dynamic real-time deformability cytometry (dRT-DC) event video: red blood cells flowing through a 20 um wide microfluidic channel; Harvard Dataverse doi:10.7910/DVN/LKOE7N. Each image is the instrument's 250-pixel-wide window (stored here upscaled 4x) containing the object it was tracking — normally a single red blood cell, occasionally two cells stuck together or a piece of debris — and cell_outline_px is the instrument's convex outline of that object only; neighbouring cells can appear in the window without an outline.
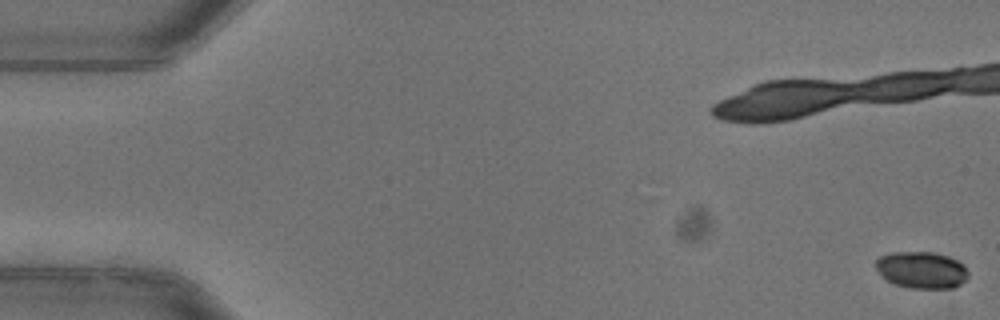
{"species": "common noctule bat (a hibernating species)", "species_latin": "Nyctalus noctula", "temperature_condition": "warm", "stored_images_in_passage": 54, "camera_frame_rate_fps": 3000, "um_per_image_px": 0.085, "animal": {"sex": "female"}, "frame": {"image": 1, "passage_image": 1, "time_ms": 0.0, "image_size_px": [1000, 320], "cell_outline_px": [[968, 276], [960, 284], [952, 288], [908, 288], [892, 284], [876, 268], [876, 260], [880, 256], [892, 252], [932, 252], [948, 256], [964, 264], [968, 272]], "centroid_in_image_um": [78.34, 22.95], "position_along_channel_um": 6.7, "area_um2": 19.77}, "authors_computed_cell_mechanics": {"area_um2": 21.3571, "velocity_mm_per_s": 3.9493, "shape_relaxation_time_tau1_ms": 3.7452, "shape_relaxation_time_tau2_ms": null, "deformation_change_tau1": 0.1136, "deformation_change_tau2": null}}